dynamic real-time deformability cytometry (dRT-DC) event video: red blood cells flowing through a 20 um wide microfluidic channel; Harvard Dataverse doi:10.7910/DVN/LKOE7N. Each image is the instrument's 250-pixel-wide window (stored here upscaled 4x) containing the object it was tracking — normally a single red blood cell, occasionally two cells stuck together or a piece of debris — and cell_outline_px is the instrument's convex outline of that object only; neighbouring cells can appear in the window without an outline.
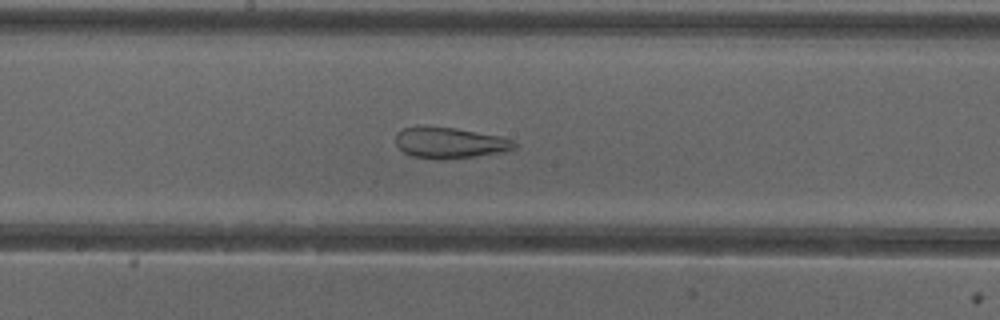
{"species": "common noctule bat (a hibernating species)", "species_latin": "Nyctalus noctula", "temperature_condition": "cold", "stored_images_in_passage": 31, "camera_frame_rate_fps": 3000, "um_per_image_px": 0.085, "animal": {"sex": "female"}, "frame": {"image": 1, "passage_image": 27, "time_ms": 8.667, "image_size_px": [1000, 320], "cell_outline_px": [[516, 148], [500, 152], [476, 156], [444, 160], [436, 160], [412, 156], [404, 152], [396, 144], [396, 132], [404, 128], [456, 128], [500, 136], [516, 140]], "centroid_in_image_um": [38.27, 12.17], "position_along_channel_um": 209.9, "area_um2": 21.15}}
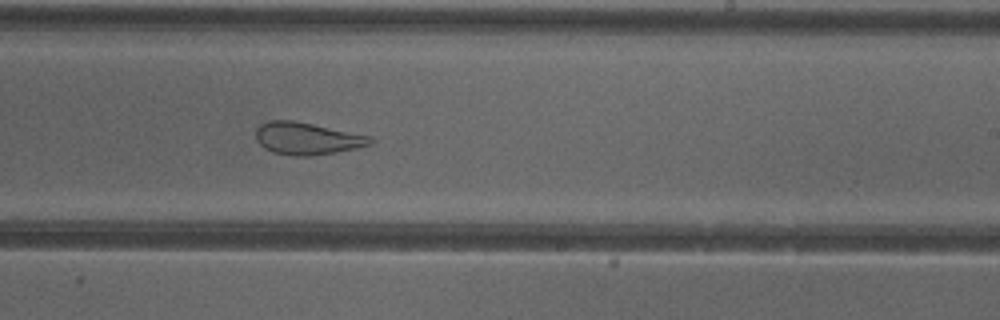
{"frame": {"image": 2, "passage_image": 31, "time_ms": 10.0, "image_size_px": [1000, 320], "cell_outline_px": [[376, 140], [372, 144], [356, 148], [336, 152], [312, 156], [296, 156], [272, 152], [264, 148], [256, 140], [256, 128], [260, 124], [268, 120], [292, 120], [372, 136]], "centroid_in_image_um": [26.11, 11.77], "position_along_channel_um": 262.9, "area_um2": 21.62}}